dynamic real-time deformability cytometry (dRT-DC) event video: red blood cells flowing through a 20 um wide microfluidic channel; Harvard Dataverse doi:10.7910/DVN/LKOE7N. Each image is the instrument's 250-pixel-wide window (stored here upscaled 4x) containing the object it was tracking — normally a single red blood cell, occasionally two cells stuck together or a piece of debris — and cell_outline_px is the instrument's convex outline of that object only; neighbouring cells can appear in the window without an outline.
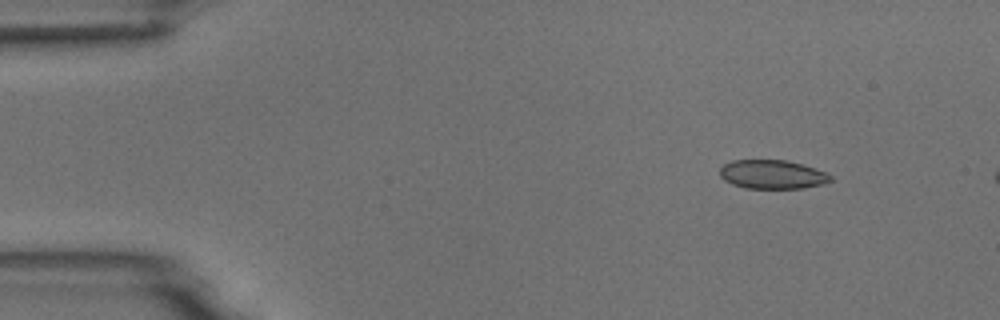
{"species": "common noctule bat (a hibernating species)", "species_latin": "Nyctalus noctula", "temperature_condition": "room temperature", "stored_images_in_passage": 3, "camera_frame_rate_fps": 3000, "um_per_image_px": 0.085, "animal": {"sex": "male", "body_mass_g": 18.8}, "frame": {"image": 1, "passage_image": 1, "time_ms": 0.0, "image_size_px": [1000, 320], "cell_outline_px": [[832, 180], [824, 184], [804, 188], [744, 188], [732, 184], [724, 180], [720, 176], [720, 168], [724, 164], [732, 160], [784, 160], [804, 164], [816, 168], [832, 176]], "centroid_in_image_um": [65.65, 14.82], "position_along_channel_um": 19.3, "area_um2": 18.73}}